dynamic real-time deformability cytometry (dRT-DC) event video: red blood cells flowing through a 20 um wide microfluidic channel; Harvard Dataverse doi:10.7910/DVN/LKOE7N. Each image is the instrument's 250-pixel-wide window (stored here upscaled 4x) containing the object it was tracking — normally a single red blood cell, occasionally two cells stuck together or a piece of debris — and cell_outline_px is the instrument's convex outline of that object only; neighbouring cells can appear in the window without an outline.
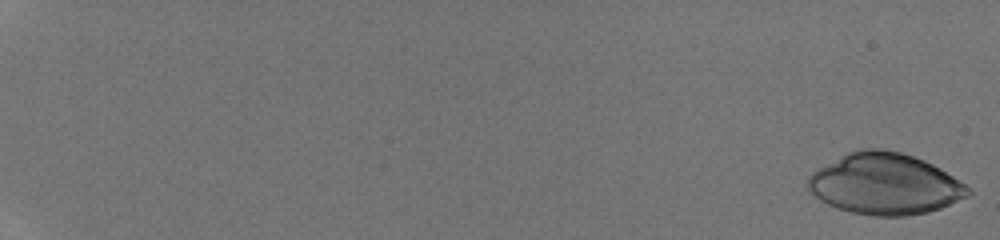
{"species": "human", "species_latin": "Homo sapiens", "temperature_condition": "room temperature", "stored_images_in_passage": 42, "camera_frame_rate_fps": 3000, "um_per_image_px": 0.085, "donor": {"sex": "male"}, "frame": {"image": 1, "passage_image": 1, "time_ms": 0.0, "image_size_px": [1000, 240], "cell_outline_px": [[972, 192], [968, 196], [940, 208], [928, 212], [904, 216], [872, 216], [852, 212], [828, 204], [820, 200], [804, 188], [804, 184], [808, 176], [812, 172], [840, 156], [848, 152], [864, 148], [880, 148], [900, 152], [924, 160], [932, 164], [972, 188]], "centroid_in_image_um": [75.18, 15.64], "position_along_channel_um": 9.8, "area_um2": 57.11}}
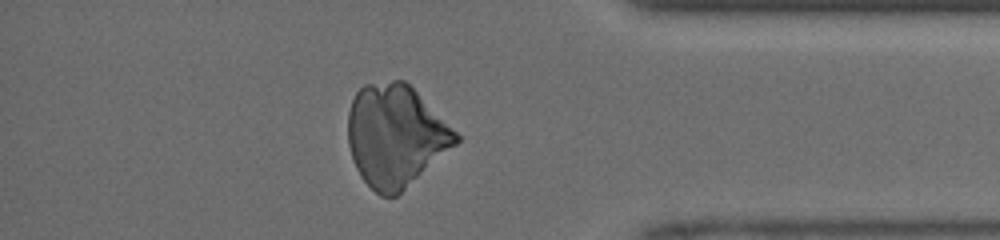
{"frame": {"image": 2, "passage_image": 42, "time_ms": 13.667, "image_size_px": [1000, 240], "cell_outline_px": [[460, 140], [456, 144], [396, 196], [380, 196], [360, 176], [356, 168], [348, 144], [348, 112], [352, 100], [356, 92], [364, 84], [392, 80], [404, 80], [460, 136]], "centroid_in_image_um": [33.58, 11.53], "position_along_channel_um": 401.6, "area_um2": 63.18}}